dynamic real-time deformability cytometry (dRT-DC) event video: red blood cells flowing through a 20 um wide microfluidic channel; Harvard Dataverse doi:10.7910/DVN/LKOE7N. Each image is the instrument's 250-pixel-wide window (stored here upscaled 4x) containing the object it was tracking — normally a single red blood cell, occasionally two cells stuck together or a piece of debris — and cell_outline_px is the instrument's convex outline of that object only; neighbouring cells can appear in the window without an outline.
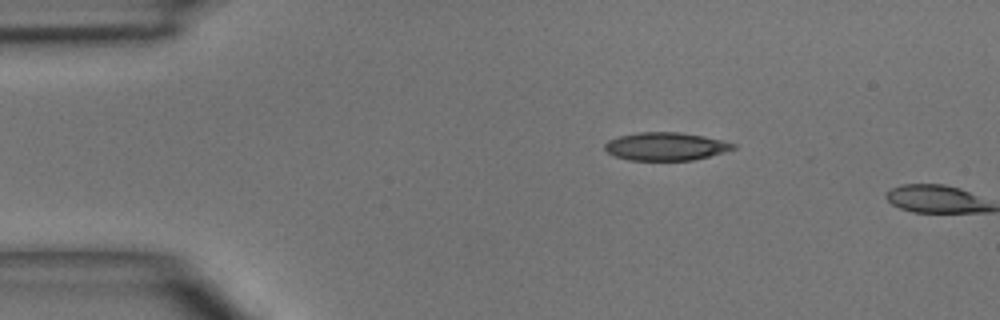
{"species": "common noctule bat (a hibernating species)", "species_latin": "Nyctalus noctula", "temperature_condition": "room temperature", "stored_images_in_passage": 2, "camera_frame_rate_fps": 3000, "um_per_image_px": 0.085, "animal": {"sex": "male", "body_mass_g": 15.6}, "frame": {"image": 1, "passage_image": 1, "time_ms": 0.0, "image_size_px": [1000, 320], "cell_outline_px": [[736, 148], [728, 152], [692, 160], [628, 160], [616, 156], [608, 152], [604, 148], [604, 144], [608, 140], [620, 136], [640, 132], [680, 132], [704, 136], [724, 140], [736, 144]], "centroid_in_image_um": [56.64, 12.44], "position_along_channel_um": 28.4, "area_um2": 21.1}}